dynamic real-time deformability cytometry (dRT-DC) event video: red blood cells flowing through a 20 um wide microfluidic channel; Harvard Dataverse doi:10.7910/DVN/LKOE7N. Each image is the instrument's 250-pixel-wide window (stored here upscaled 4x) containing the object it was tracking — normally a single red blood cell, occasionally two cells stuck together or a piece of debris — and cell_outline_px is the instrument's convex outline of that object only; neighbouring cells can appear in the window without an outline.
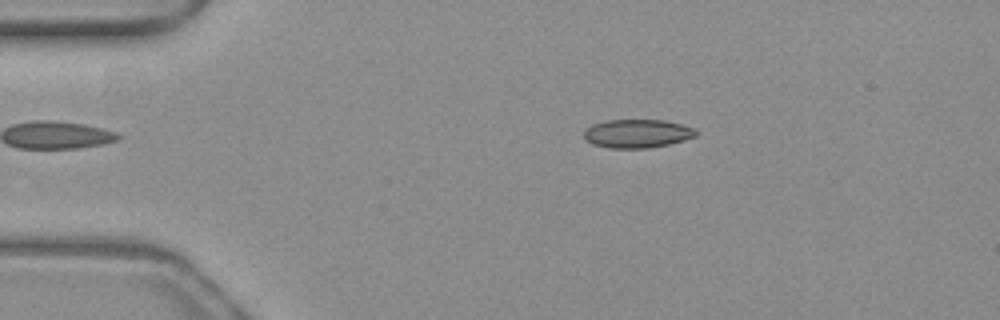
{"species": "common noctule bat (a hibernating species)", "species_latin": "Nyctalus noctula", "temperature_condition": "warm", "stored_images_in_passage": 43, "camera_frame_rate_fps": 3000, "um_per_image_px": 0.085, "animal": {"sex": "female", "body_mass_g": 19.3, "forearm_length_mm": 54.1}, "frame": {"image": 1, "passage_image": 1, "time_ms": 0.0, "image_size_px": [1000, 320], "cell_outline_px": [[696, 136], [684, 140], [668, 144], [648, 148], [608, 148], [592, 144], [584, 136], [584, 132], [592, 124], [604, 120], [664, 120], [696, 128]], "centroid_in_image_um": [54.17, 11.35], "position_along_channel_um": 30.8, "area_um2": 18.55}}
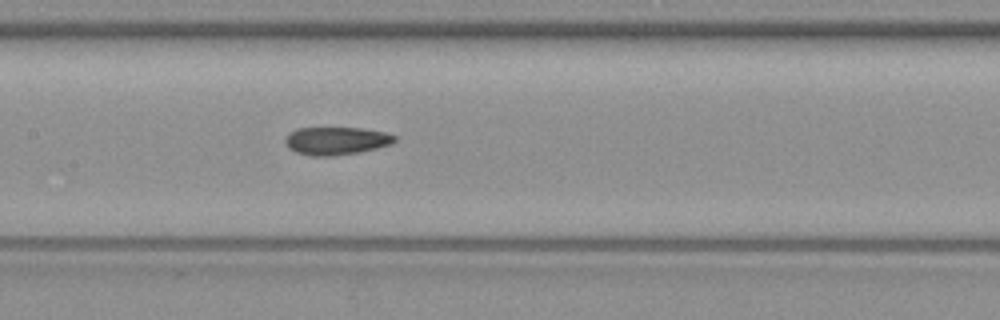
{"frame": {"image": 2, "passage_image": 16, "time_ms": 5.0, "image_size_px": [1000, 320], "cell_outline_px": [[396, 140], [392, 144], [360, 152], [332, 156], [308, 156], [296, 152], [288, 148], [284, 140], [288, 132], [296, 128], [360, 128], [384, 132], [396, 136]], "centroid_in_image_um": [28.54, 11.97], "position_along_channel_um": 178.9, "area_um2": 17.92}}
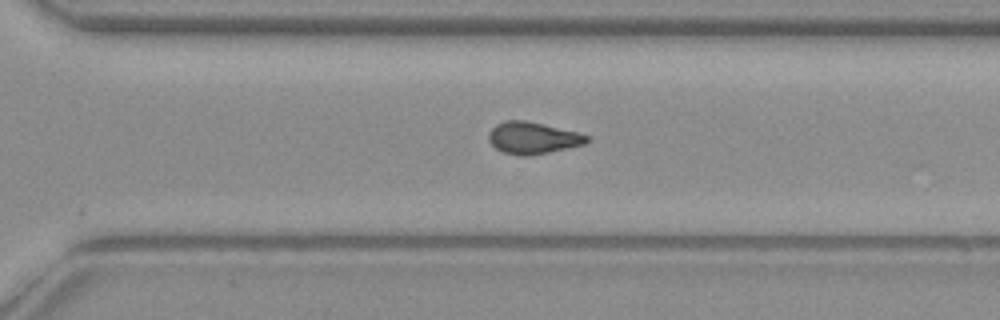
{"frame": {"image": 3, "passage_image": 27, "time_ms": 8.667, "image_size_px": [1000, 320], "cell_outline_px": [[592, 140], [584, 144], [568, 148], [528, 156], [516, 156], [504, 152], [496, 148], [488, 140], [488, 132], [496, 124], [504, 120], [524, 120], [576, 132], [588, 136]], "centroid_in_image_um": [45.26, 11.73], "position_along_channel_um": 325.3, "area_um2": 18.15}, "authors_computed_cell_mechanics": {"area_um2": 18.0914, "velocity_mm_per_s": 4.0096, "shape_relaxation_time_tau1_ms": null, "shape_relaxation_time_tau2_ms": 2.8629, "deformation_change_tau1": null, "deformation_change_tau2": 0.0865}}